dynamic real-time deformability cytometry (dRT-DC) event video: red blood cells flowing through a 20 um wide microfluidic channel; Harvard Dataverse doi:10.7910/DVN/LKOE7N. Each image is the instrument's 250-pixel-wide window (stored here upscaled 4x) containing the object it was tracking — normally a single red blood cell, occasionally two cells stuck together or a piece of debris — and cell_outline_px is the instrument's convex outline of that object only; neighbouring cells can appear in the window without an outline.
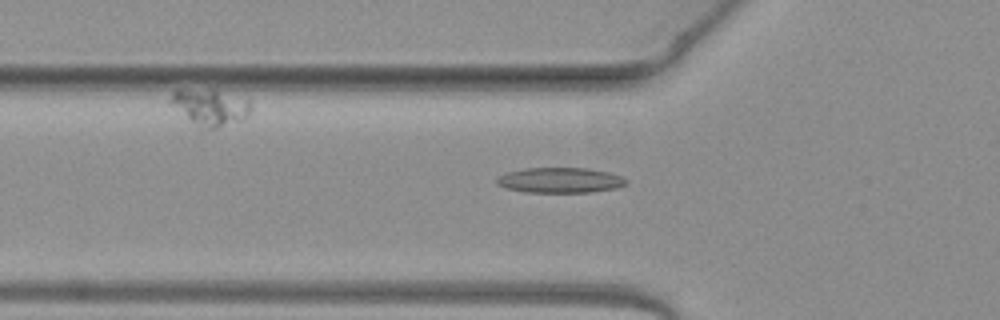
{"species": "common noctule bat (a hibernating species)", "species_latin": "Nyctalus noctula", "temperature_condition": "warm", "stored_images_in_passage": 47, "camera_frame_rate_fps": 3000, "um_per_image_px": 0.085, "animal": {"sex": "female", "body_mass_g": 19.3, "forearm_length_mm": 54.1}, "frame": {"image": 1, "passage_image": 15, "time_ms": 4.667, "image_size_px": [1000, 320], "cell_outline_px": [[628, 184], [616, 188], [592, 192], [524, 192], [504, 188], [496, 184], [496, 180], [500, 176], [508, 172], [524, 168], [588, 168], [608, 172], [620, 176], [628, 180]], "centroid_in_image_um": [47.61, 15.32], "position_along_channel_um": 78.2, "area_um2": 19.13}}
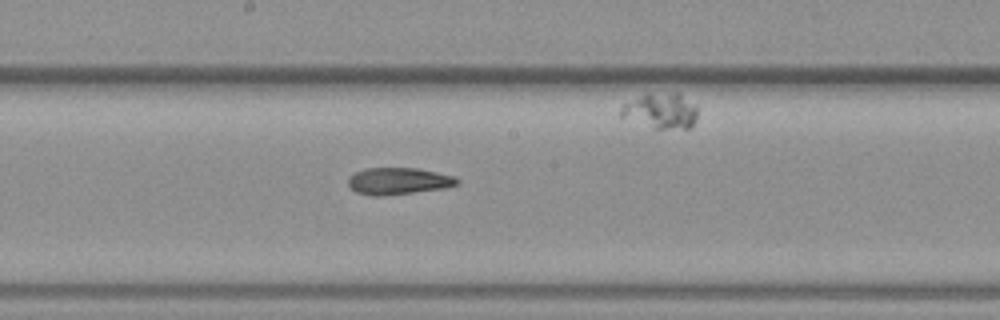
{"frame": {"image": 2, "passage_image": 25, "time_ms": 8.0, "image_size_px": [1000, 320], "cell_outline_px": [[460, 184], [444, 188], [384, 196], [372, 196], [356, 192], [348, 184], [348, 176], [364, 168], [420, 168], [456, 176], [460, 180]], "centroid_in_image_um": [33.9, 15.38], "position_along_channel_um": 214.3, "area_um2": 17.28}}
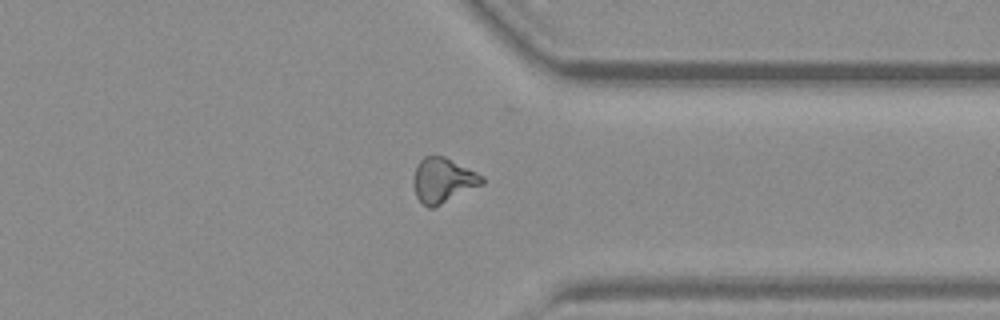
{"frame": {"image": 3, "passage_image": 37, "time_ms": 12.0, "image_size_px": [1000, 320], "cell_outline_px": [[484, 184], [432, 208], [428, 208], [416, 196], [412, 184], [412, 176], [416, 164], [424, 156], [444, 156], [484, 176]], "centroid_in_image_um": [37.62, 15.32], "position_along_channel_um": 373.8, "area_um2": 17.98}}